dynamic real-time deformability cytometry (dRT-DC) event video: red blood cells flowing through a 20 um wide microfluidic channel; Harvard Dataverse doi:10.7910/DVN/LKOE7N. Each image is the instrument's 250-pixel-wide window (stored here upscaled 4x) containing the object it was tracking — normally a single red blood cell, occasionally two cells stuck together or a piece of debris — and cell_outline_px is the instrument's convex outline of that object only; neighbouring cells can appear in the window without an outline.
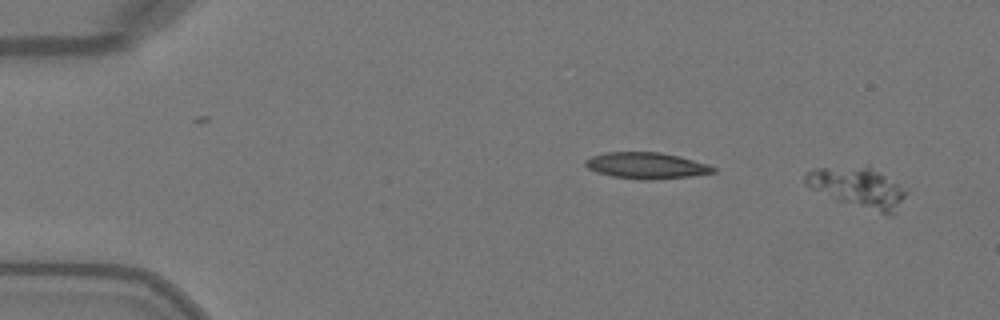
{"species": "Egyptian fruit bat (a non-hibernating species)", "species_latin": "Rousettus aegyptiacus", "temperature_condition": "warm", "stored_images_in_passage": 51, "camera_frame_rate_fps": 3000, "um_per_image_px": 0.085, "animal": {"sex": "female"}, "frame": {"image": 1, "passage_image": 3, "time_ms": 0.667, "image_size_px": [1000, 320], "cell_outline_px": [[904, 196], [896, 212], [892, 216], [888, 216], [836, 200], [804, 184], [804, 176], [808, 172], [816, 168], [868, 164], [896, 184], [904, 192]], "centroid_in_image_um": [72.88, 15.93], "position_along_channel_um": 12.1, "area_um2": 23.47}}
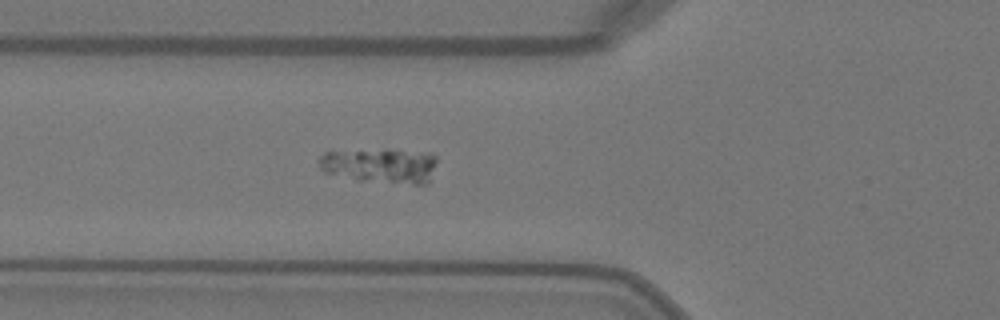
{"frame": {"image": 2, "passage_image": 19, "time_ms": 6.0, "image_size_px": [1000, 320], "cell_outline_px": [[436, 160], [428, 184], [412, 184], [356, 180], [324, 172], [320, 168], [316, 160], [324, 152], [432, 152], [436, 156]], "centroid_in_image_um": [32.32, 14.13], "position_along_channel_um": 93.5, "area_um2": 23.12}}
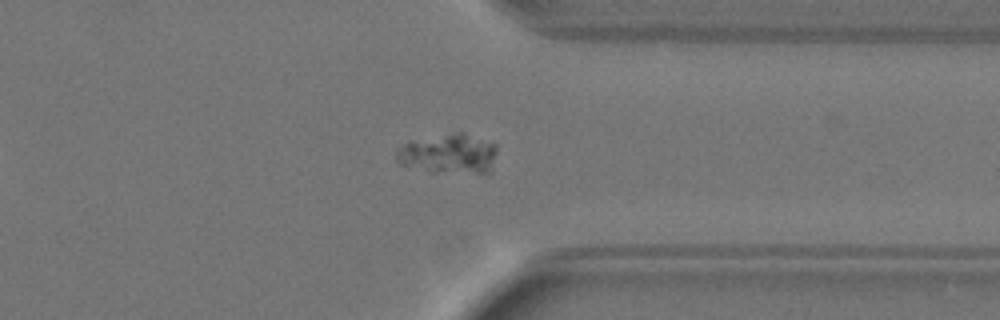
{"frame": {"image": 3, "passage_image": 40, "time_ms": 13.0, "image_size_px": [1000, 320], "cell_outline_px": [[496, 152], [492, 172], [432, 172], [400, 164], [396, 160], [396, 148], [404, 144], [460, 132], [464, 132], [496, 144]], "centroid_in_image_um": [38.18, 13.1], "position_along_channel_um": 373.2, "area_um2": 22.77}}